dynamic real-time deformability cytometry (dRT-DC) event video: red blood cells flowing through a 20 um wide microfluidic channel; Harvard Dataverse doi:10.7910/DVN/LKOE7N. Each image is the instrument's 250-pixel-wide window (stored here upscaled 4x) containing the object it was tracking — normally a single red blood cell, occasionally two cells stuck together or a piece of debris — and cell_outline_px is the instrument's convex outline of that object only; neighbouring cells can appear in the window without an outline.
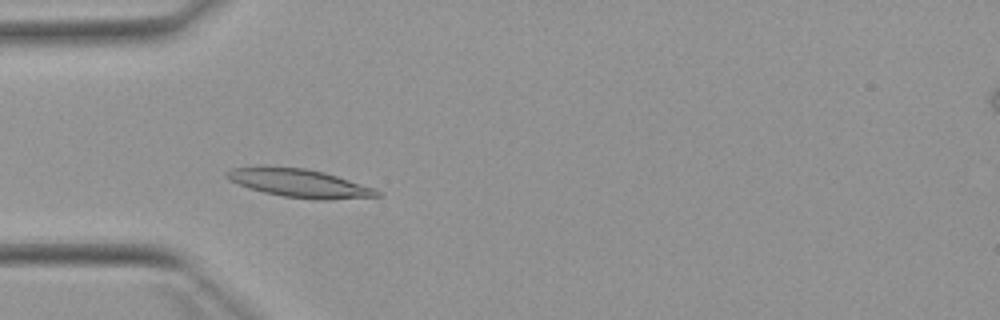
{"species": "Egyptian fruit bat (a non-hibernating species)", "species_latin": "Rousettus aegyptiacus", "temperature_condition": "warm", "stored_images_in_passage": 52, "camera_frame_rate_fps": 3000, "um_per_image_px": 0.085, "animal": {"sex": "female"}, "frame": {"image": 1, "passage_image": 15, "time_ms": 4.667, "image_size_px": [1000, 320], "cell_outline_px": [[384, 196], [332, 200], [316, 200], [284, 196], [264, 192], [248, 188], [228, 180], [224, 176], [224, 172], [232, 168], [260, 164], [264, 164], [304, 168], [324, 172], [376, 188]], "centroid_in_image_um": [25.4, 15.54], "position_along_channel_um": 59.6, "area_um2": 25.61}}
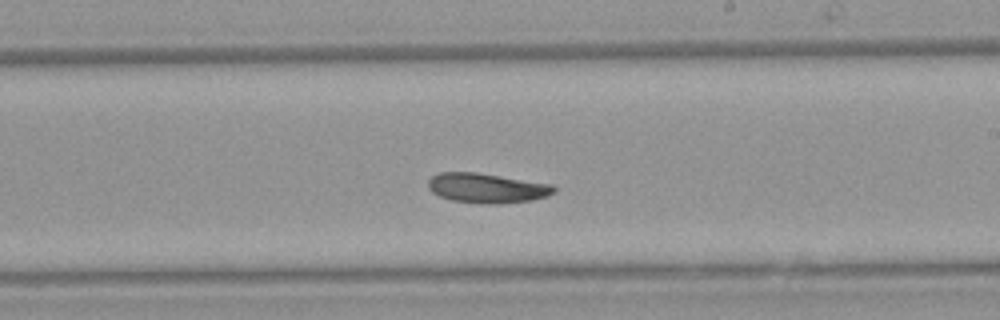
{"frame": {"image": 2, "passage_image": 30, "time_ms": 9.667, "image_size_px": [1000, 320], "cell_outline_px": [[556, 192], [548, 196], [532, 200], [496, 204], [488, 204], [452, 200], [440, 196], [432, 192], [428, 188], [428, 180], [432, 176], [440, 172], [476, 172], [552, 184], [556, 188]], "centroid_in_image_um": [41.4, 15.98], "position_along_channel_um": 247.6, "area_um2": 21.79}}
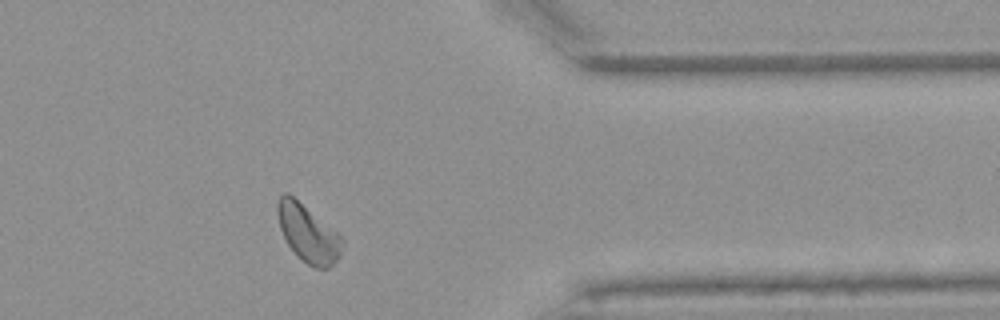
{"frame": {"image": 3, "passage_image": 42, "time_ms": 13.667, "image_size_px": [1000, 320], "cell_outline_px": [[344, 244], [340, 256], [328, 268], [316, 268], [308, 264], [288, 244], [280, 228], [276, 212], [276, 204], [280, 196], [284, 192], [288, 192], [336, 232], [344, 240]], "centroid_in_image_um": [26.17, 19.81], "position_along_channel_um": 385.2, "area_um2": 21.15}, "authors_computed_cell_mechanics": {"area_um2": 22.3108, "velocity_mm_per_s": 3.8375, "shape_relaxation_time_tau1_ms": 10.1295, "shape_relaxation_time_tau2_ms": null, "deformation_change_tau1": 0.1929, "deformation_change_tau2": null}}